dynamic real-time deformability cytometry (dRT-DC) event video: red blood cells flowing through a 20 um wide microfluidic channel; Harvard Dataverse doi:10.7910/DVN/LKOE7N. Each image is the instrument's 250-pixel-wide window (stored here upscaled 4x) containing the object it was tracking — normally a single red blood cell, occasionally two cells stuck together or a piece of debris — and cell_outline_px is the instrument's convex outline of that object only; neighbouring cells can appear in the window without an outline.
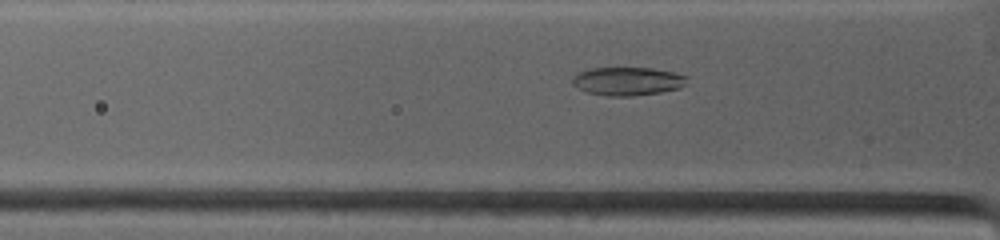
{"species": "common noctule bat (a hibernating species)", "species_latin": "Nyctalus noctula", "temperature_condition": "warm", "stored_images_in_passage": 53, "camera_frame_rate_fps": 4500, "um_per_image_px": 0.085, "animal": {"sex": "female", "body_mass_g": 19.0, "forearm_length_mm": 53.3}, "frame": {"image": 1, "passage_image": 15, "time_ms": 2.667, "image_size_px": [1000, 240], "cell_outline_px": [[688, 76], [684, 84], [680, 88], [660, 92], [632, 96], [608, 96], [588, 92], [576, 88], [572, 84], [572, 76], [580, 72], [592, 68], [652, 68], [672, 72]], "centroid_in_image_um": [53.32, 6.9], "position_along_channel_um": 72.5, "area_um2": 18.84}}
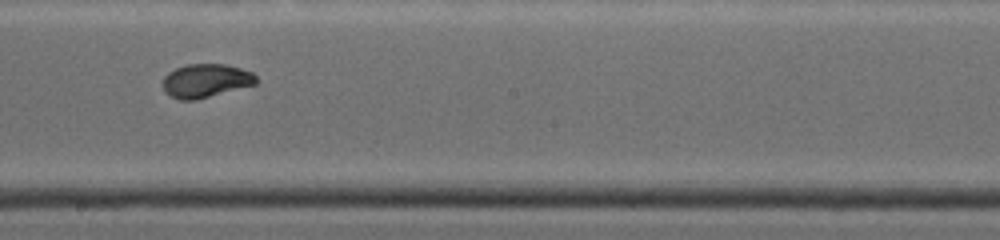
{"frame": {"image": 2, "passage_image": 37, "time_ms": 6.667, "image_size_px": [1000, 240], "cell_outline_px": [[260, 80], [256, 84], [196, 100], [180, 100], [164, 92], [164, 76], [168, 72], [176, 68], [188, 64], [224, 64], [240, 68], [252, 72]], "centroid_in_image_um": [17.51, 6.86], "position_along_channel_um": 230.7, "area_um2": 18.26}}
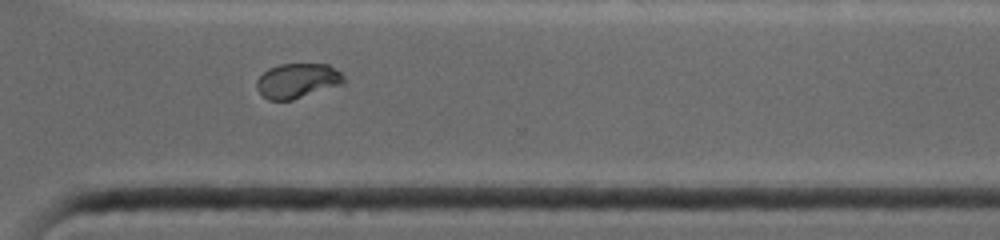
{"frame": {"image": 3, "passage_image": 52, "time_ms": 9.556, "image_size_px": [1000, 240], "cell_outline_px": [[344, 84], [292, 100], [268, 100], [256, 88], [256, 80], [268, 68], [280, 64], [328, 64], [340, 72], [344, 76]], "centroid_in_image_um": [25.28, 6.86], "position_along_channel_um": 345.3, "area_um2": 17.69}}